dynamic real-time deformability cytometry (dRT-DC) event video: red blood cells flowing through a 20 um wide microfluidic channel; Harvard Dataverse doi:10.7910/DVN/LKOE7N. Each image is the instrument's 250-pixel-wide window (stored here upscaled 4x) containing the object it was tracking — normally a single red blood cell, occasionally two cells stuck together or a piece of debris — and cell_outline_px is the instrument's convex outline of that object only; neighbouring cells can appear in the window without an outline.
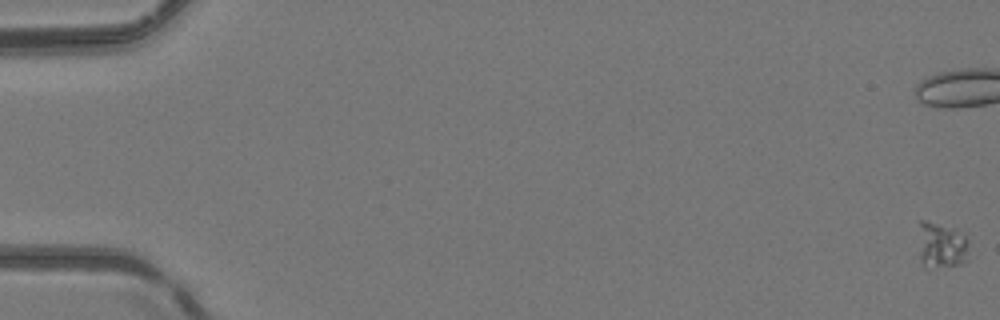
{"species": "common noctule bat (a hibernating species)", "species_latin": "Nyctalus noctula", "temperature_condition": "room temperature", "stored_images_in_passage": 53, "camera_frame_rate_fps": 3000, "um_per_image_px": 0.085, "animal": {"sex": "female", "body_mass_g": 24.6, "forearm_length_mm": 56.2}, "frame": {"image": 1, "passage_image": 1, "time_ms": 0.0, "image_size_px": [1000, 320], "cell_outline_px": [[968, 260], [960, 264], [924, 268], [920, 260], [920, 220], [924, 220], [956, 228], [968, 240]], "centroid_in_image_um": [80.05, 20.86], "position_along_channel_um": 5.0, "area_um2": 13.53}}